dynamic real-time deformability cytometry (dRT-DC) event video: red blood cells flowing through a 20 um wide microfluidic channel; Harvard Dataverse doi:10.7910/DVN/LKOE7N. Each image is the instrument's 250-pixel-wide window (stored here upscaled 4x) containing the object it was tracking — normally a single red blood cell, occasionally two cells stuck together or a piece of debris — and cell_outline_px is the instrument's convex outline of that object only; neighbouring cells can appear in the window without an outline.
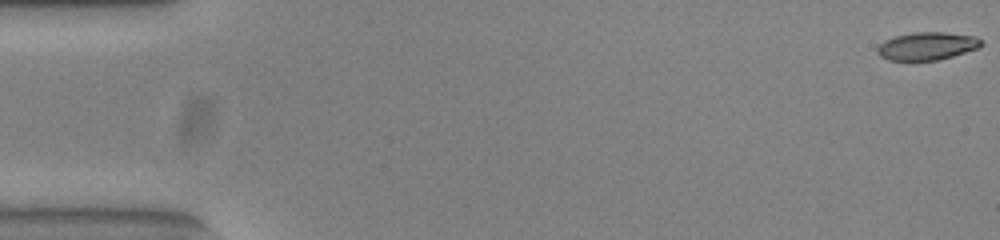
{"species": "common noctule bat (a hibernating species)", "species_latin": "Nyctalus noctula", "temperature_condition": "warm", "stored_images_in_passage": 54, "camera_frame_rate_fps": 3000, "um_per_image_px": 0.085, "animal": {"sex": "female", "body_mass_g": 23.0, "forearm_length_mm": 53.4}, "frame": {"image": 1, "passage_image": 1, "time_ms": 0.0, "image_size_px": [1000, 240], "cell_outline_px": [[984, 44], [980, 48], [952, 56], [936, 60], [888, 60], [880, 56], [876, 52], [876, 48], [884, 40], [896, 36], [912, 32], [944, 32], [976, 36]], "centroid_in_image_um": [78.8, 3.91], "position_along_channel_um": 6.2, "area_um2": 16.94}}
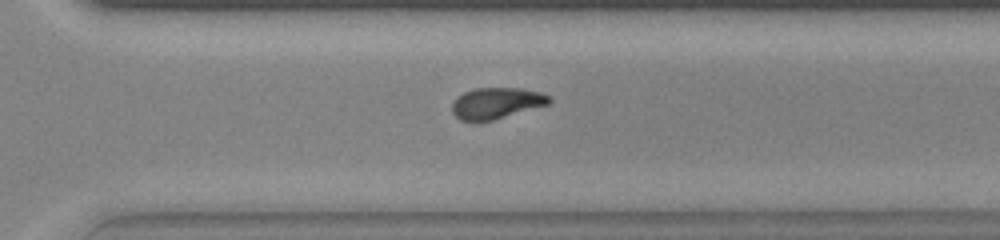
{"frame": {"image": 2, "passage_image": 38, "time_ms": 12.333, "image_size_px": [1000, 240], "cell_outline_px": [[552, 100], [548, 104], [492, 120], [472, 124], [460, 120], [452, 112], [452, 104], [456, 96], [464, 92], [476, 88], [520, 88], [540, 92], [548, 96]], "centroid_in_image_um": [42.12, 8.79], "position_along_channel_um": 328.5, "area_um2": 17.8}}
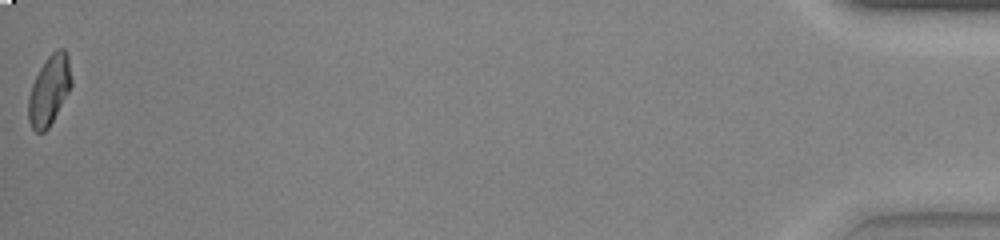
{"frame": {"image": 3, "passage_image": 54, "time_ms": 17.667, "image_size_px": [1000, 240], "cell_outline_px": [[72, 84], [68, 92], [48, 128], [44, 132], [36, 132], [32, 128], [28, 120], [28, 96], [32, 84], [40, 68], [48, 56], [56, 48], [64, 48], [68, 52], [72, 80]], "centroid_in_image_um": [4.19, 7.63], "position_along_channel_um": 431.0, "area_um2": 17.46}, "authors_computed_cell_mechanics": {"area_um2": 17.629, "velocity_mm_per_s": 3.8572, "shape_relaxation_time_tau1_ms": null, "shape_relaxation_time_tau2_ms": 1.555, "deformation_change_tau1": null, "deformation_change_tau2": 0.0724}}